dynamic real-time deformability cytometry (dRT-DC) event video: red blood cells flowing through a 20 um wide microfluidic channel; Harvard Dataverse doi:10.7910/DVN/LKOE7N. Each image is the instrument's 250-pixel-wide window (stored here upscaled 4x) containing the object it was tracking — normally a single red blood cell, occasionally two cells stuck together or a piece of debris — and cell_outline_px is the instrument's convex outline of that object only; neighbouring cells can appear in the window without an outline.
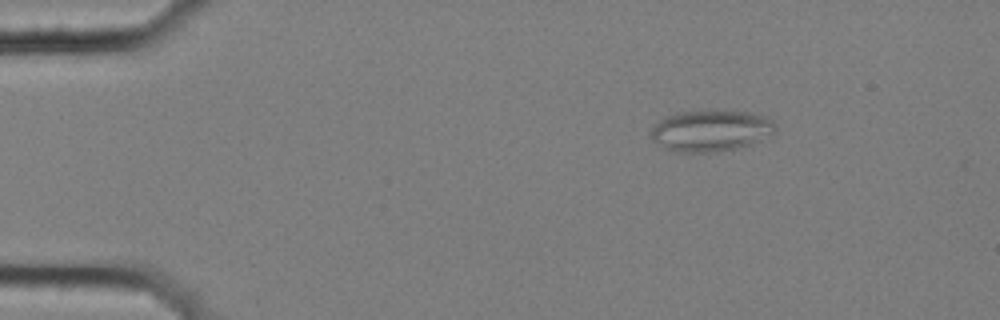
{"species": "common noctule bat (a hibernating species)", "species_latin": "Nyctalus noctula", "temperature_condition": "cold", "stored_images_in_passage": 9, "segment_of_instrument_passage": [1, 2], "camera_frame_rate_fps": 3000, "um_per_image_px": 0.085, "animal": {"sex": "female", "body_mass_g": 25.1}, "frame": {"image": 1, "passage_image": 3, "time_ms": 0.667, "image_size_px": [1000, 320], "cell_outline_px": [[776, 132], [772, 136], [752, 144], [736, 148], [716, 152], [676, 152], [664, 148], [652, 140], [648, 132], [664, 116], [676, 112], [748, 112], [768, 116], [776, 124]], "centroid_in_image_um": [60.44, 11.13], "position_along_channel_um": 24.6, "area_um2": 30.11}}